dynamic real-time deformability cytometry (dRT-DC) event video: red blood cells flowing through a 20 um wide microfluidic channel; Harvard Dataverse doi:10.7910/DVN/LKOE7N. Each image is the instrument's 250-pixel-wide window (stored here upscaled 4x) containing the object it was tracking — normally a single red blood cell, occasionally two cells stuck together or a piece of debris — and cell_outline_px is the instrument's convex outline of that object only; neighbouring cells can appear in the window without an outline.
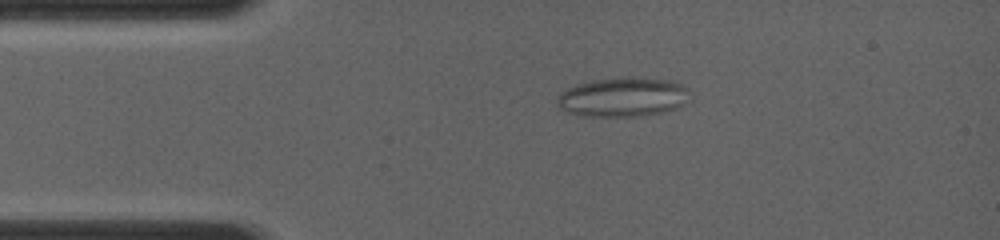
{"species": "common noctule bat (a hibernating species)", "species_latin": "Nyctalus noctula", "temperature_condition": "room temperature", "stored_images_in_passage": 4, "camera_frame_rate_fps": 4000, "um_per_image_px": 0.085, "animal": {"sex": "female", "body_mass_g": 19.0, "forearm_length_mm": 56.7}, "frame": {"image": 1, "passage_image": 3, "time_ms": 1.75, "image_size_px": [1000, 240], "cell_outline_px": [[688, 88], [680, 104], [676, 108], [660, 112], [640, 116], [584, 116], [568, 112], [560, 108], [556, 104], [556, 96], [560, 92], [576, 84], [596, 80], [628, 76], [672, 80]], "centroid_in_image_um": [52.85, 8.24], "position_along_channel_um": 32.2, "area_um2": 30.06}}